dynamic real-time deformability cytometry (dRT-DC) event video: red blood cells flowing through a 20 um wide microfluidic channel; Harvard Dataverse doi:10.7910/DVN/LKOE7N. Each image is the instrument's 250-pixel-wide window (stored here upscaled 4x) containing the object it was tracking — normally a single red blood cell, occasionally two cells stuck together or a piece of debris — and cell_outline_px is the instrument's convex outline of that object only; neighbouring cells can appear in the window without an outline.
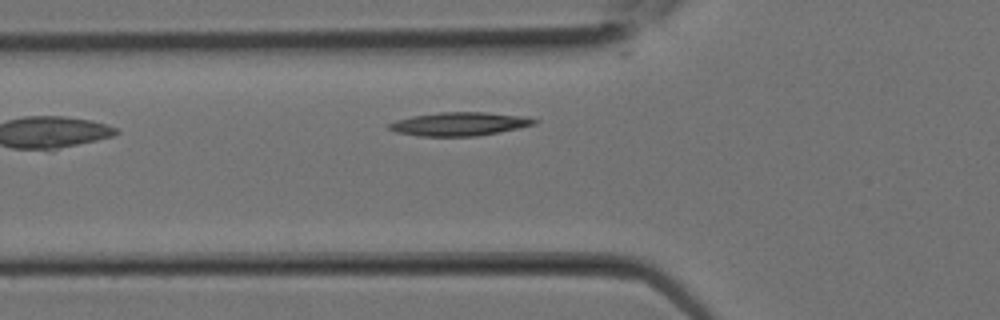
{"species": "Egyptian fruit bat (a non-hibernating species)", "species_latin": "Rousettus aegyptiacus", "temperature_condition": "room temperature", "stored_images_in_passage": 4, "camera_frame_rate_fps": 3000, "um_per_image_px": 0.085, "animal": {"sex": "female"}, "frame": {"image": 1, "passage_image": 4, "time_ms": 1.0, "image_size_px": [1000, 320], "cell_outline_px": [[540, 120], [536, 124], [520, 128], [476, 136], [420, 136], [396, 132], [388, 128], [388, 124], [396, 120], [412, 116], [440, 112], [484, 112], [528, 116]], "centroid_in_image_um": [39.11, 10.53], "position_along_channel_um": 86.7, "area_um2": 20.0}}